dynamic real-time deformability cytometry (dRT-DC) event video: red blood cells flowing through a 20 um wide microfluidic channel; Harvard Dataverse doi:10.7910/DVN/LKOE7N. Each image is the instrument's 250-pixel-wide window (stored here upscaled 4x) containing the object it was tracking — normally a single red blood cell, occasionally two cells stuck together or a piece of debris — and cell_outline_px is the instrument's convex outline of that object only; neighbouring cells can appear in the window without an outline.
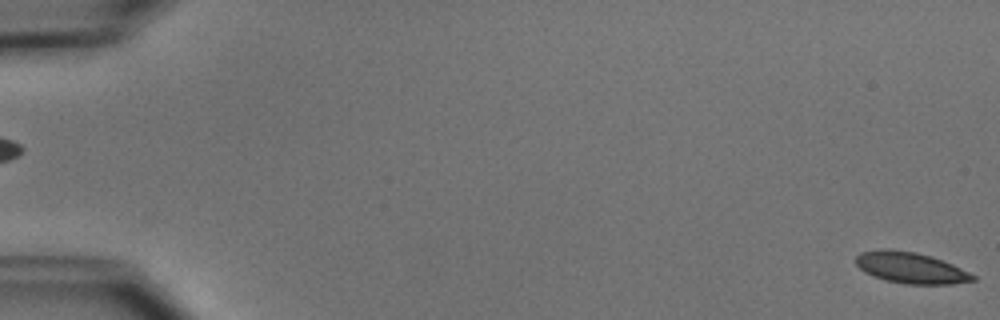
{"species": "common noctule bat (a hibernating species)", "species_latin": "Nyctalus noctula", "temperature_condition": "cold", "stored_images_in_passage": 6, "segment_of_instrument_passage": [2, 2], "camera_frame_rate_fps": 3000, "um_per_image_px": 0.085, "animal": {"sex": "male", "body_mass_g": 15.6}, "frame": {"image": 1, "passage_image": 6, "time_ms": 5.667, "image_size_px": [1000, 320], "cell_outline_px": [[976, 280], [952, 284], [904, 284], [884, 280], [872, 276], [864, 272], [856, 264], [856, 256], [860, 252], [880, 248], [892, 248], [916, 252], [932, 256], [952, 264], [976, 276]], "centroid_in_image_um": [77.37, 22.75], "position_along_channel_um": 7.6, "area_um2": 21.5}}